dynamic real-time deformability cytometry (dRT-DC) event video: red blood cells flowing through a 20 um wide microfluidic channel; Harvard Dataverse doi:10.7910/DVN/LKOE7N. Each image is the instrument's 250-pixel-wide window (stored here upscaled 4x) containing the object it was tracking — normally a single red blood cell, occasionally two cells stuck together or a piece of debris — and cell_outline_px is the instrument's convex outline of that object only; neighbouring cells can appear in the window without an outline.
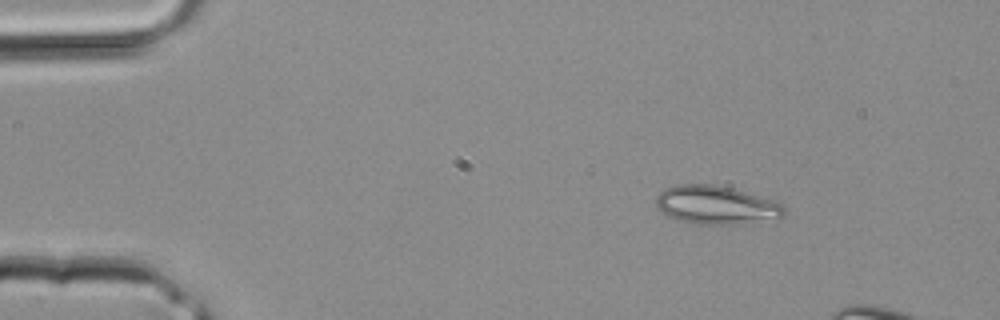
{"species": "common noctule bat (a hibernating species)", "species_latin": "Nyctalus noctula", "temperature_condition": "room temperature", "stored_images_in_passage": 31, "camera_frame_rate_fps": 3000, "um_per_image_px": 0.085, "animal": {"sex": "male", "body_mass_g": 20.4}, "frame": {"image": 1, "passage_image": 1, "time_ms": 0.0, "image_size_px": [1000, 320], "cell_outline_px": [[784, 216], [736, 224], [696, 224], [664, 216], [656, 208], [656, 196], [664, 188], [676, 184], [716, 184], [732, 188], [772, 200], [784, 204]], "centroid_in_image_um": [60.78, 17.41], "position_along_channel_um": 24.2, "area_um2": 28.67}}
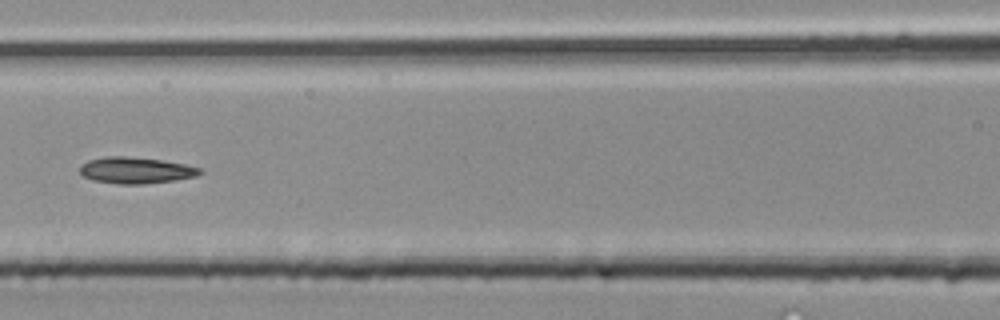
{"frame": {"image": 2, "passage_image": 13, "time_ms": 4.0, "image_size_px": [1000, 320], "cell_outline_px": [[204, 172], [196, 176], [172, 180], [144, 184], [120, 184], [92, 180], [84, 176], [80, 172], [80, 164], [88, 160], [104, 156], [128, 156], [164, 160], [184, 164], [200, 168]], "centroid_in_image_um": [11.52, 14.46], "position_along_channel_um": 155.1, "area_um2": 18.5}}
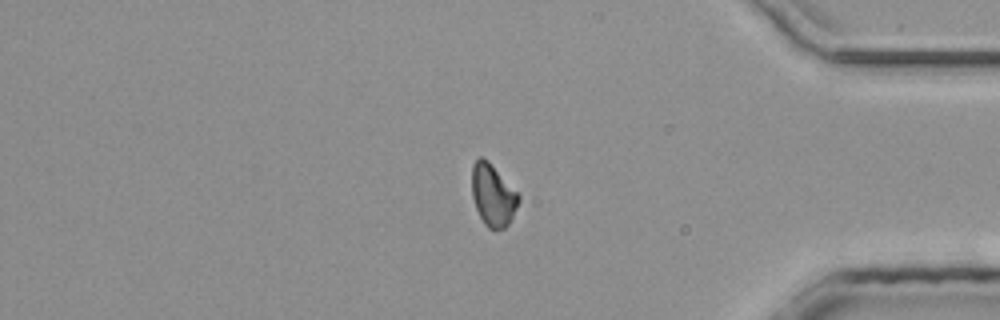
{"frame": {"image": 3, "passage_image": 28, "time_ms": 9.0, "image_size_px": [1000, 320], "cell_outline_px": [[520, 200], [508, 224], [504, 228], [496, 232], [488, 228], [484, 224], [476, 208], [472, 196], [472, 164], [480, 156], [484, 156], [488, 160], [520, 196]], "centroid_in_image_um": [41.88, 16.6], "position_along_channel_um": 393.3, "area_um2": 16.88}}